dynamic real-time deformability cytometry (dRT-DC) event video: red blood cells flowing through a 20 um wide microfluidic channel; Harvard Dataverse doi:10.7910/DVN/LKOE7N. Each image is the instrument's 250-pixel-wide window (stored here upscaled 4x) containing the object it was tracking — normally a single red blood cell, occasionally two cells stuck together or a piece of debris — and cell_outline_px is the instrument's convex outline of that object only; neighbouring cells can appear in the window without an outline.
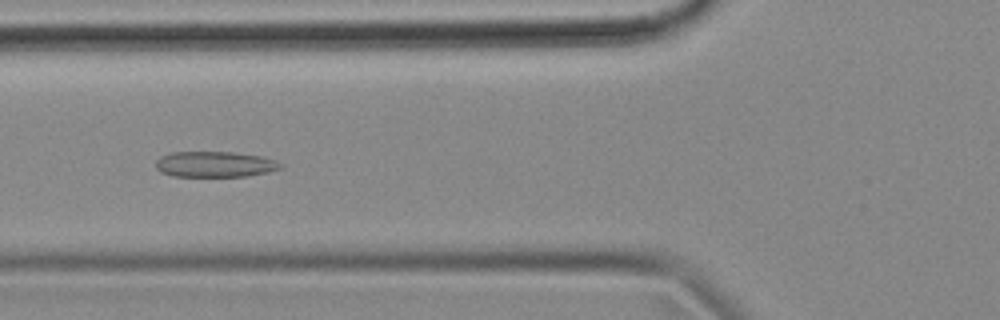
{"species": "common noctule bat (a hibernating species)", "species_latin": "Nyctalus noctula", "temperature_condition": "cold", "stored_images_in_passage": 54, "camera_frame_rate_fps": 3000, "um_per_image_px": 0.085, "animal": {"sex": "female", "body_mass_g": 18.4}, "frame": {"image": 1, "passage_image": 20, "time_ms": 6.333, "image_size_px": [1000, 320], "cell_outline_px": [[284, 168], [268, 172], [248, 176], [172, 176], [160, 172], [156, 168], [156, 160], [160, 156], [172, 152], [236, 152], [264, 156], [276, 160]], "centroid_in_image_um": [18.28, 13.96], "position_along_channel_um": 107.5, "area_um2": 18.9}}
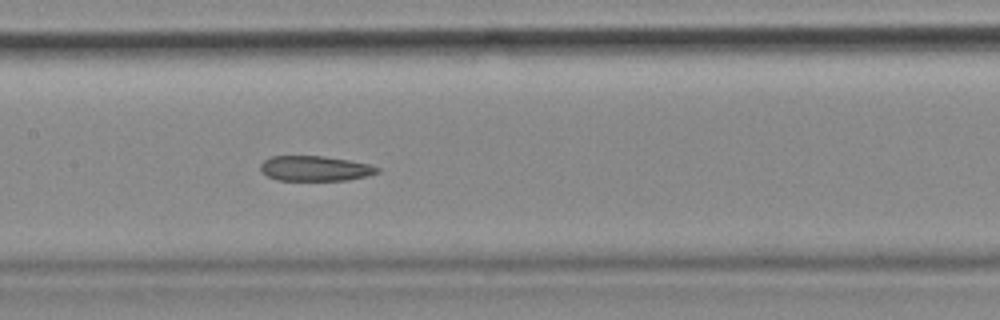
{"frame": {"image": 2, "passage_image": 26, "time_ms": 8.333, "image_size_px": [1000, 320], "cell_outline_px": [[380, 172], [368, 176], [348, 180], [276, 180], [268, 176], [260, 168], [260, 164], [264, 160], [272, 156], [324, 156], [348, 160], [368, 164], [380, 168]], "centroid_in_image_um": [26.8, 14.32], "position_along_channel_um": 180.6, "area_um2": 17.05}}
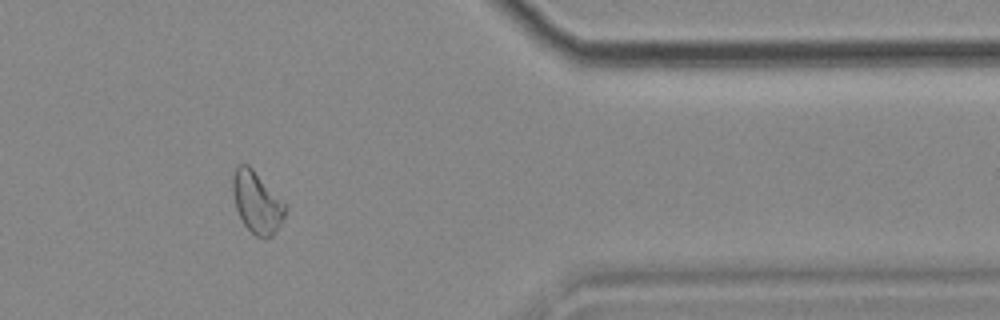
{"frame": {"image": 3, "passage_image": 45, "time_ms": 14.667, "image_size_px": [1000, 320], "cell_outline_px": [[288, 208], [276, 232], [272, 236], [256, 236], [244, 224], [236, 208], [232, 192], [232, 176], [236, 168], [240, 164], [248, 164], [288, 204]], "centroid_in_image_um": [21.86, 17.17], "position_along_channel_um": 389.5, "area_um2": 18.9}, "authors_computed_cell_mechanics": {"area_um2": 19.2763, "velocity_mm_per_s": 3.6505, "shape_relaxation_time_tau1_ms": null, "shape_relaxation_time_tau2_ms": 3.1392, "deformation_change_tau1": null, "deformation_change_tau2": 0.1086}}